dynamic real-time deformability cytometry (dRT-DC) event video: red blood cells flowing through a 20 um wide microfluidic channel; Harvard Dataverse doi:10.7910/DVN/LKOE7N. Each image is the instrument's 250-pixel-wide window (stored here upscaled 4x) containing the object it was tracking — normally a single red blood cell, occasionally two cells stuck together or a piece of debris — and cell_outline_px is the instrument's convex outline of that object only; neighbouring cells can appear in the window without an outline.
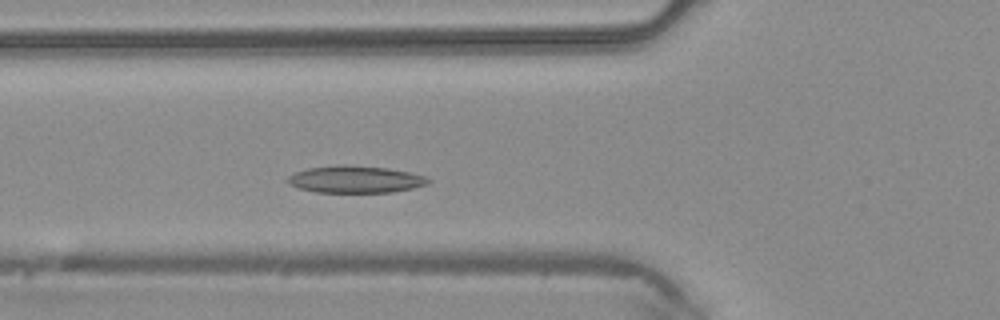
{"species": "common noctule bat (a hibernating species)", "species_latin": "Nyctalus noctula", "temperature_condition": "warm", "stored_images_in_passage": 40, "camera_frame_rate_fps": 3000, "um_per_image_px": 0.085, "animal": {"sex": "male", "body_mass_g": 20.4}, "frame": {"image": 1, "passage_image": 11, "time_ms": 3.333, "image_size_px": [1000, 320], "cell_outline_px": [[432, 180], [428, 184], [412, 188], [392, 192], [316, 192], [300, 188], [284, 180], [288, 176], [296, 172], [308, 168], [340, 164], [344, 164], [388, 168], [408, 172], [424, 176]], "centroid_in_image_um": [30.21, 15.24], "position_along_channel_um": 95.6, "area_um2": 22.08}}
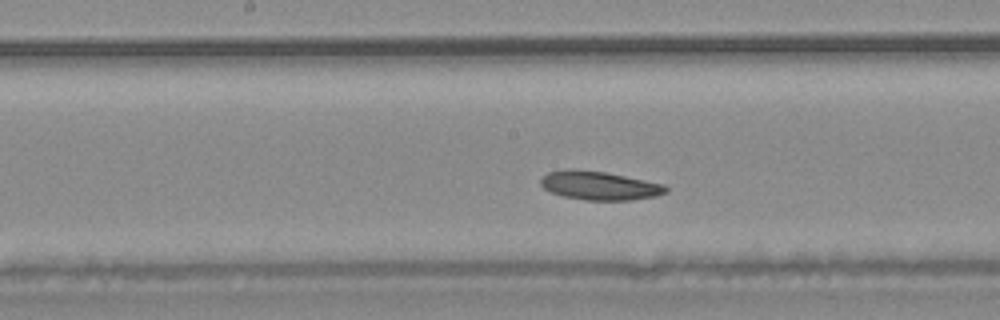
{"frame": {"image": 2, "passage_image": 18, "time_ms": 5.667, "image_size_px": [1000, 320], "cell_outline_px": [[668, 192], [656, 196], [632, 200], [584, 200], [564, 196], [552, 192], [544, 188], [540, 184], [540, 180], [548, 172], [568, 168], [572, 168], [604, 172], [664, 184], [668, 188]], "centroid_in_image_um": [50.95, 15.77], "position_along_channel_um": 197.2, "area_um2": 20.87}}
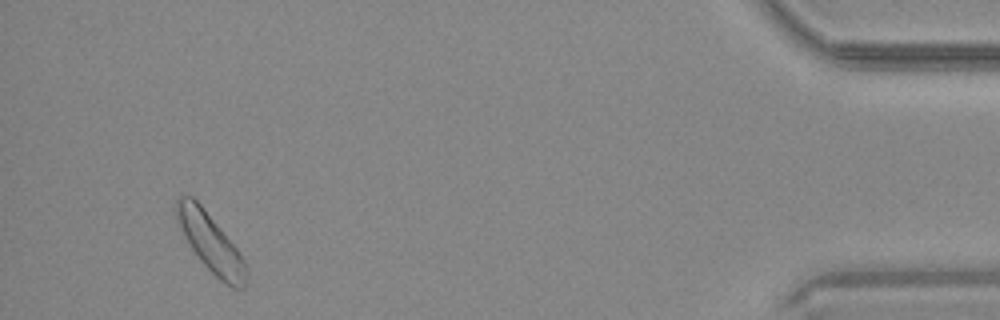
{"frame": {"image": 3, "passage_image": 38, "time_ms": 12.333, "image_size_px": [1000, 320], "cell_outline_px": [[248, 280], [244, 288], [232, 288], [220, 280], [200, 260], [192, 248], [180, 228], [176, 220], [172, 208], [176, 196], [192, 196], [200, 204], [220, 228], [236, 248], [244, 260], [248, 268]], "centroid_in_image_um": [17.88, 20.61], "position_along_channel_um": 417.3, "area_um2": 23.7}}